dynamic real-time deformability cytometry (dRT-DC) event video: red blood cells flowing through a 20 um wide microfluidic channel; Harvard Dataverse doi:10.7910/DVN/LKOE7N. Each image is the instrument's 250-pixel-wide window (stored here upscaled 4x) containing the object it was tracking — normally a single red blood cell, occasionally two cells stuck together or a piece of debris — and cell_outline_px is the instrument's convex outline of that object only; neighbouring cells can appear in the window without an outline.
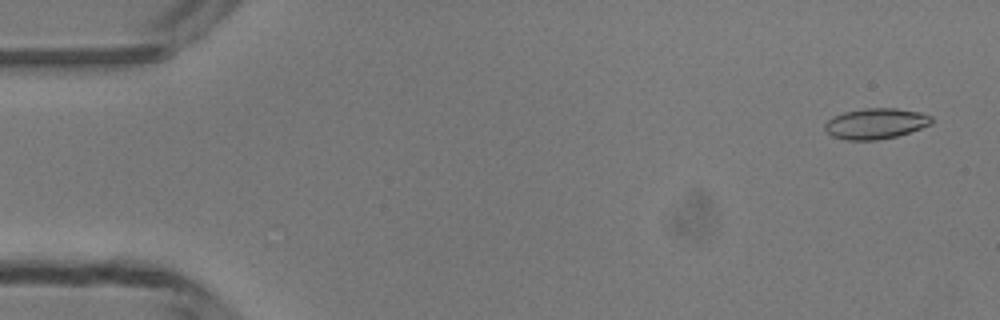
{"species": "common noctule bat (a hibernating species)", "species_latin": "Nyctalus noctula", "temperature_condition": "room temperature", "stored_images_in_passage": 49, "camera_frame_rate_fps": 3000, "um_per_image_px": 0.085, "animal": {"sex": "male", "body_mass_g": 13.3}, "frame": {"image": 1, "passage_image": 2, "time_ms": 0.333, "image_size_px": [1000, 320], "cell_outline_px": [[932, 124], [896, 136], [876, 140], [848, 140], [832, 136], [824, 128], [824, 124], [832, 116], [844, 112], [864, 108], [896, 108], [920, 112], [932, 116]], "centroid_in_image_um": [74.42, 10.49], "position_along_channel_um": 10.6, "area_um2": 19.02}}
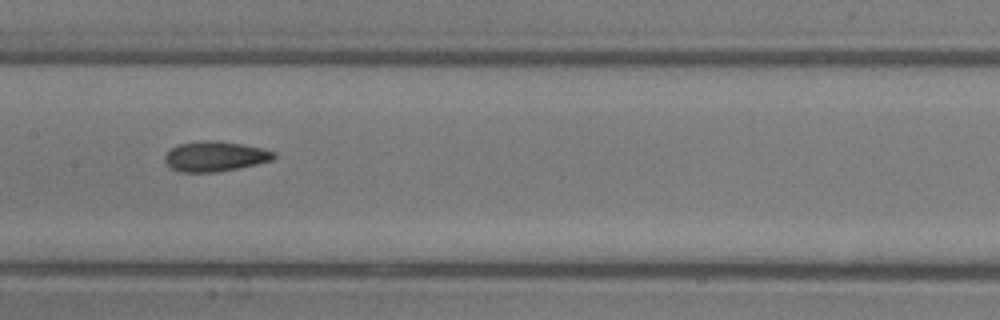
{"frame": {"image": 2, "passage_image": 24, "time_ms": 7.667, "image_size_px": [1000, 320], "cell_outline_px": [[276, 156], [272, 160], [240, 168], [216, 172], [180, 172], [172, 168], [164, 160], [164, 156], [172, 148], [180, 144], [200, 140], [220, 140], [260, 148], [276, 152]], "centroid_in_image_um": [18.28, 13.29], "position_along_channel_um": 189.1, "area_um2": 19.07}}
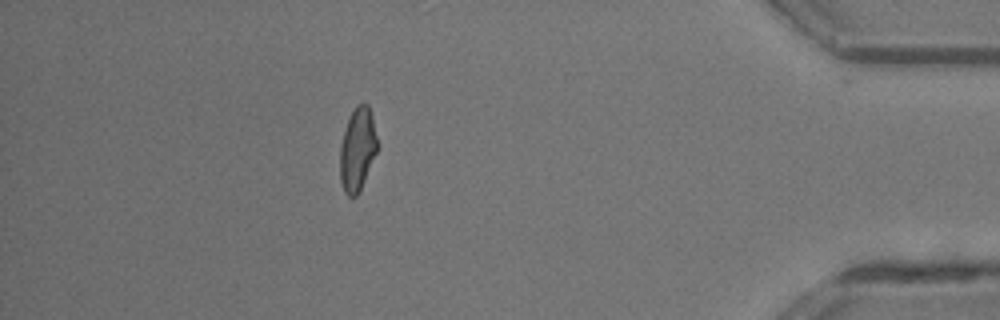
{"frame": {"image": 3, "passage_image": 43, "time_ms": 14.0, "image_size_px": [1000, 320], "cell_outline_px": [[376, 152], [364, 180], [356, 196], [348, 196], [344, 192], [340, 180], [340, 148], [344, 132], [348, 120], [356, 104], [368, 104], [372, 116], [376, 136]], "centroid_in_image_um": [30.36, 12.69], "position_along_channel_um": 404.8, "area_um2": 17.57}, "authors_computed_cell_mechanics": {"area_um2": 18.8428, "velocity_mm_per_s": 4.2057, "shape_relaxation_time_tau1_ms": null, "shape_relaxation_time_tau2_ms": 2.185, "deformation_change_tau1": null, "deformation_change_tau2": 0.094}}